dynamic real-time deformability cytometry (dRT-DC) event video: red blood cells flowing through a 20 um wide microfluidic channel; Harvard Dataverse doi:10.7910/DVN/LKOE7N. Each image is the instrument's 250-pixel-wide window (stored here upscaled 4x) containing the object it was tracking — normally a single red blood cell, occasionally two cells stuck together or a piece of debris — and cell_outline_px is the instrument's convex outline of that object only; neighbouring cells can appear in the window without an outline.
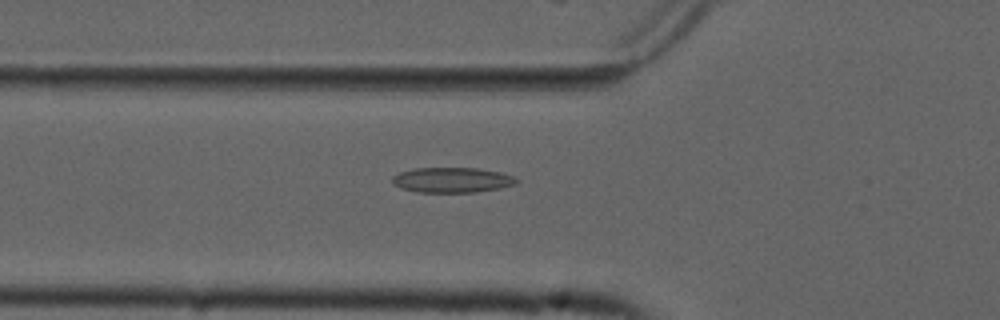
{"species": "common noctule bat (a hibernating species)", "species_latin": "Nyctalus noctula", "temperature_condition": "cold", "stored_images_in_passage": 42, "camera_frame_rate_fps": 3000, "um_per_image_px": 0.085, "animal": {"sex": "male", "forearm_length_mm": 52.5}, "frame": {"image": 1, "passage_image": 7, "time_ms": 2.0, "image_size_px": [1000, 320], "cell_outline_px": [[520, 180], [516, 184], [500, 188], [476, 192], [416, 192], [400, 188], [392, 184], [392, 176], [400, 172], [412, 168], [480, 168], [500, 172], [512, 176]], "centroid_in_image_um": [38.41, 15.3], "position_along_channel_um": 87.4, "area_um2": 18.38}}
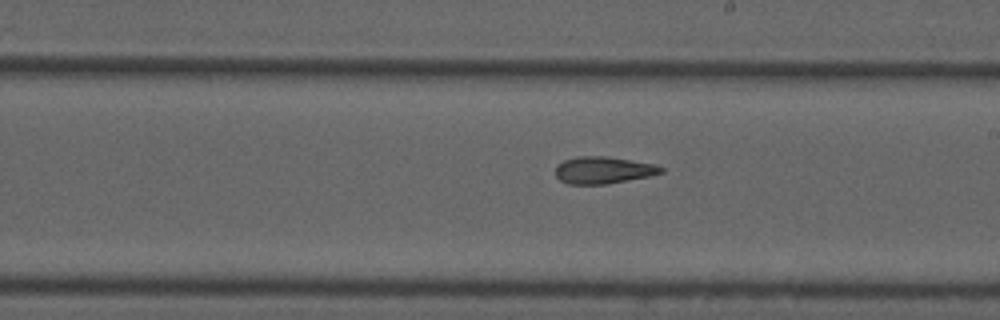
{"frame": {"image": 2, "passage_image": 19, "time_ms": 6.0, "image_size_px": [1000, 320], "cell_outline_px": [[664, 172], [648, 176], [608, 184], [568, 184], [560, 180], [556, 176], [556, 164], [564, 160], [576, 156], [604, 156], [656, 164], [664, 168]], "centroid_in_image_um": [51.26, 14.46], "position_along_channel_um": 237.7, "area_um2": 16.65}}
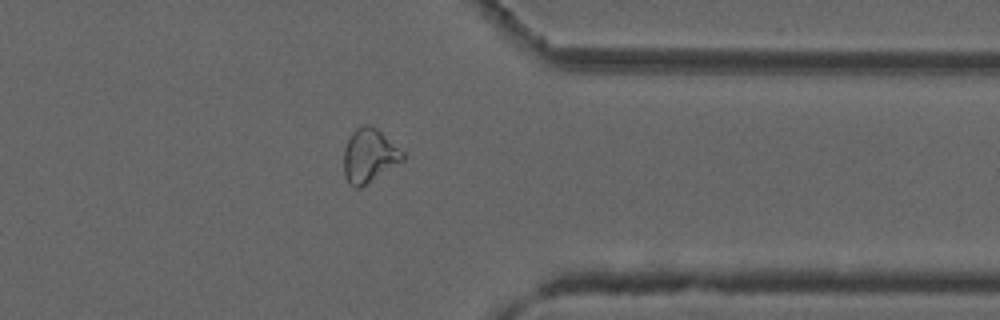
{"frame": {"image": 3, "passage_image": 31, "time_ms": 10.0, "image_size_px": [1000, 320], "cell_outline_px": [[404, 160], [360, 188], [356, 188], [344, 176], [344, 148], [352, 132], [356, 128], [364, 124], [368, 124], [376, 128], [404, 152]], "centroid_in_image_um": [31.38, 13.22], "position_along_channel_um": 380.0, "area_um2": 18.21}, "authors_computed_cell_mechanics": {"area_um2": 17.1088, "velocity_mm_per_s": 3.7492, "shape_relaxation_time_tau1_ms": null, "shape_relaxation_time_tau2_ms": 3.8032, "deformation_change_tau1": null, "deformation_change_tau2": 0.1228}}